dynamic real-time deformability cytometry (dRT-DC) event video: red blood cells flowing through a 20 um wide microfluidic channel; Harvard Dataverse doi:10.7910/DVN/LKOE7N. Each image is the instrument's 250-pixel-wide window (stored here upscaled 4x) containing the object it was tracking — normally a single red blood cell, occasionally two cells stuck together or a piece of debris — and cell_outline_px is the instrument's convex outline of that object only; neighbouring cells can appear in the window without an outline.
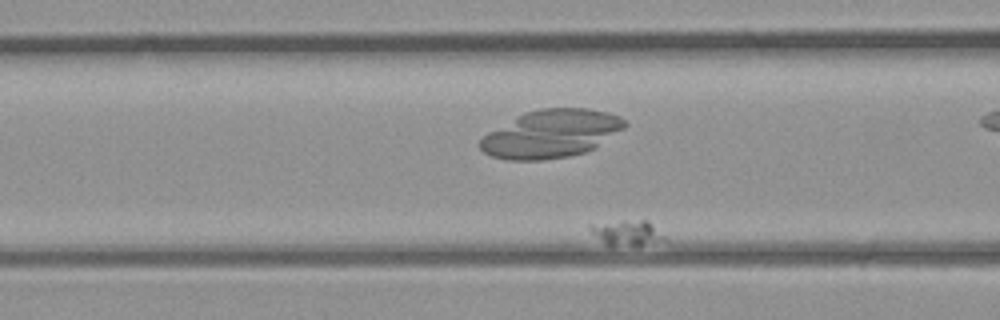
{"species": "common noctule bat (a hibernating species)", "species_latin": "Nyctalus noctula", "temperature_condition": "room temperature", "stored_images_in_passage": 33, "camera_frame_rate_fps": 3000, "um_per_image_px": 0.085, "animal": {"sex": "male", "body_mass_g": 23.1, "forearm_length_mm": 52.7}, "frame": {"image": 1, "passage_image": 6, "time_ms": 1.667, "image_size_px": [1000, 320], "cell_outline_px": [[668, 240], [640, 244], [604, 244], [588, 228], [588, 224], [624, 220], [648, 220], [668, 236]], "centroid_in_image_um": [53.35, 19.74], "position_along_channel_um": 113.3, "area_um2": 10.87}}